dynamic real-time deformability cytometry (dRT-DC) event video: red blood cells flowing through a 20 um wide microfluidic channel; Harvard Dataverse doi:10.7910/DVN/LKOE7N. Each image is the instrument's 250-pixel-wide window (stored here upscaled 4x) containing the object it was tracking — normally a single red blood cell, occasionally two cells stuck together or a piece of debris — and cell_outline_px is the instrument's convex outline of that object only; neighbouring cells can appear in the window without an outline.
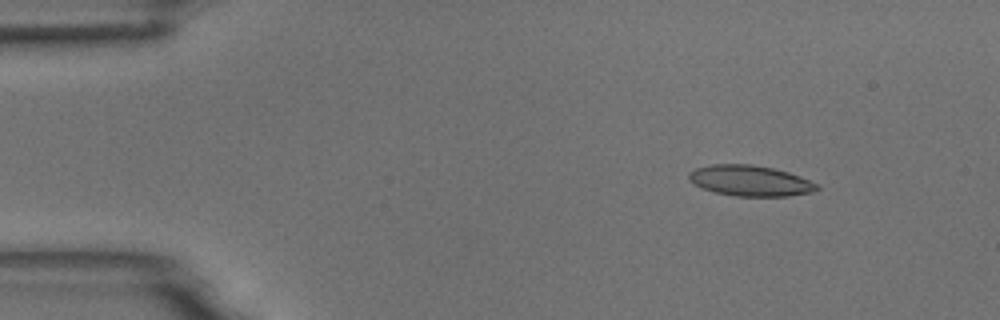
{"species": "common noctule bat (a hibernating species)", "species_latin": "Nyctalus noctula", "temperature_condition": "room temperature", "stored_images_in_passage": 5, "camera_frame_rate_fps": 3000, "um_per_image_px": 0.085, "animal": {"sex": "male", "body_mass_g": 18.8}, "frame": {"image": 1, "passage_image": 2, "time_ms": 0.333, "image_size_px": [1000, 320], "cell_outline_px": [[820, 188], [812, 192], [788, 196], [736, 196], [716, 192], [692, 184], [688, 180], [688, 172], [696, 168], [712, 164], [752, 164], [772, 168], [788, 172], [800, 176], [820, 184]], "centroid_in_image_um": [63.77, 15.36], "position_along_channel_um": 21.2, "area_um2": 23.0}}
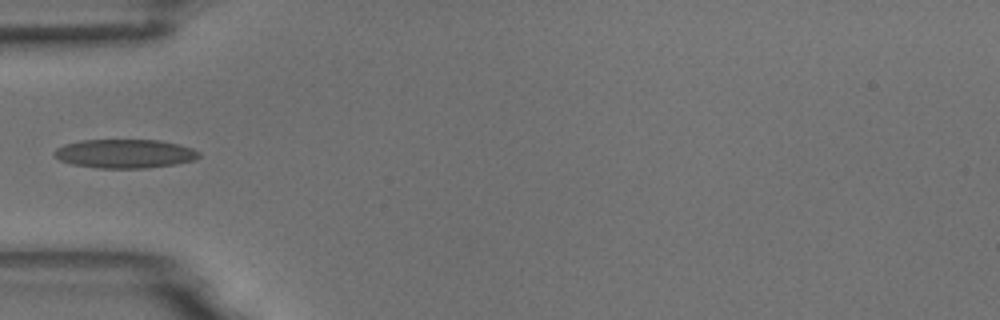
{"frame": {"image": 2, "passage_image": 5, "time_ms": 1.333, "image_size_px": [1000, 320], "cell_outline_px": [[200, 156], [196, 160], [148, 168], [96, 168], [72, 164], [60, 160], [52, 156], [52, 152], [56, 148], [64, 144], [80, 140], [160, 140], [192, 148], [200, 152]], "centroid_in_image_um": [10.56, 13.06], "position_along_channel_um": 74.4, "area_um2": 24.45}}